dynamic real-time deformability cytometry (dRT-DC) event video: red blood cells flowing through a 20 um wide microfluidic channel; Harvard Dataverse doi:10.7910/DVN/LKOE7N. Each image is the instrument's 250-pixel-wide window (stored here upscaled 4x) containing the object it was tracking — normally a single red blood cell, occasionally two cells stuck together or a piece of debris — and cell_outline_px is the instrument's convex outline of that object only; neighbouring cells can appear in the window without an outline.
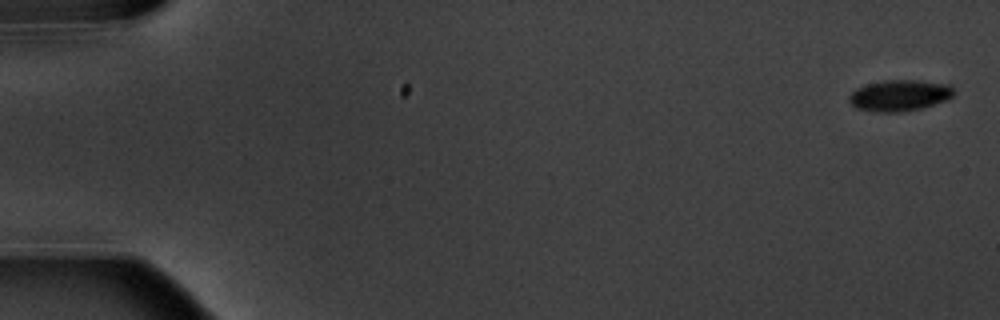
{"species": "common noctule bat (a hibernating species)", "species_latin": "Nyctalus noctula", "temperature_condition": "warm", "stored_images_in_passage": 5, "camera_frame_rate_fps": 3000, "um_per_image_px": 0.085, "animal": {"sex": "male", "body_mass_g": 20.1, "forearm_length_mm": 53.5}, "frame": {"image": 1, "passage_image": 1, "time_ms": 0.0, "image_size_px": [1000, 320], "cell_outline_px": [[952, 96], [948, 100], [920, 108], [900, 112], [880, 112], [856, 108], [848, 100], [848, 96], [856, 88], [868, 84], [884, 80], [916, 80], [948, 84], [952, 88]], "centroid_in_image_um": [76.44, 8.11], "position_along_channel_um": 8.6, "area_um2": 18.84}}